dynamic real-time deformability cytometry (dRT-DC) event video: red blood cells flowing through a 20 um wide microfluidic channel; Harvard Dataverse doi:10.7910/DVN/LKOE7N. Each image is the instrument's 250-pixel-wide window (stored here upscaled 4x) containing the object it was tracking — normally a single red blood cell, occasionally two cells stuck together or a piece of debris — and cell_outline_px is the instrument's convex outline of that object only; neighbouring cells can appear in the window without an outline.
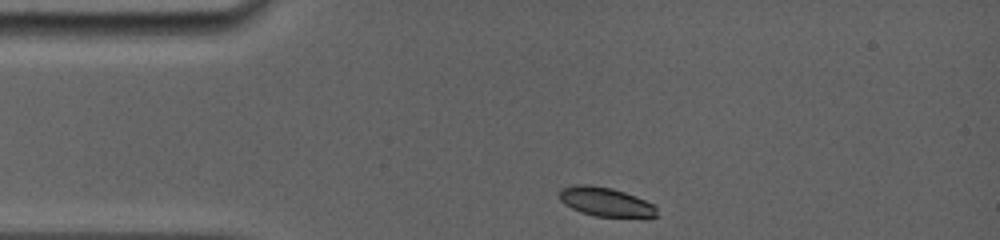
{"species": "common noctule bat (a hibernating species)", "species_latin": "Nyctalus noctula", "temperature_condition": "room temperature", "stored_images_in_passage": 51, "camera_frame_rate_fps": 5000, "um_per_image_px": 0.085, "animal": {"sex": "female", "body_mass_g": 19.0, "forearm_length_mm": 56.7}, "frame": {"image": 1, "passage_image": 1, "time_ms": 0.0, "image_size_px": [1000, 240], "cell_outline_px": [[656, 216], [648, 220], [596, 216], [580, 212], [564, 204], [560, 200], [560, 192], [564, 188], [576, 184], [592, 184], [612, 188], [636, 196], [652, 204], [656, 208]], "centroid_in_image_um": [51.55, 17.2], "position_along_channel_um": 33.4, "area_um2": 16.99}}
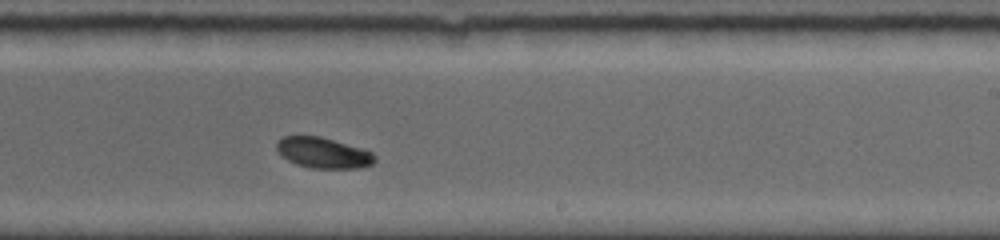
{"frame": {"image": 2, "passage_image": 30, "time_ms": 6.8, "image_size_px": [1000, 240], "cell_outline_px": [[376, 160], [372, 164], [360, 168], [312, 168], [296, 164], [280, 156], [276, 148], [276, 140], [284, 136], [320, 136], [360, 148], [372, 152], [376, 156]], "centroid_in_image_um": [27.44, 12.99], "position_along_channel_um": 261.6, "area_um2": 17.57}}
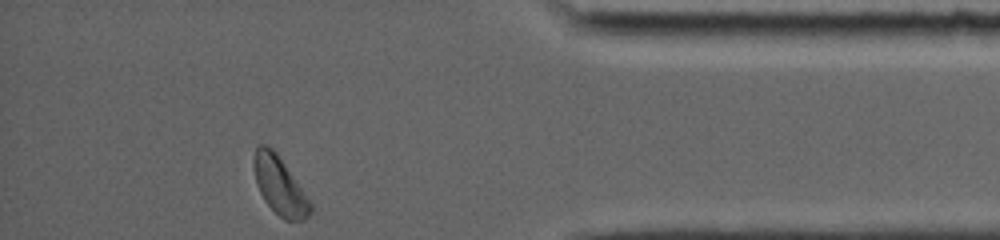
{"frame": {"image": 3, "passage_image": 51, "time_ms": 11.2, "image_size_px": [1000, 240], "cell_outline_px": [[312, 212], [304, 220], [284, 220], [264, 200], [256, 184], [252, 168], [252, 160], [256, 144], [264, 144], [272, 148], [276, 152], [312, 204]], "centroid_in_image_um": [23.72, 15.75], "position_along_channel_um": 411.5, "area_um2": 19.02}, "authors_computed_cell_mechanics": {"area_um2": 18.207, "velocity_mm_per_s": 3.8581, "shape_relaxation_time_tau1_ms": 1.6259, "shape_relaxation_time_tau2_ms": null, "deformation_change_tau1": 0.0689, "deformation_change_tau2": null}}